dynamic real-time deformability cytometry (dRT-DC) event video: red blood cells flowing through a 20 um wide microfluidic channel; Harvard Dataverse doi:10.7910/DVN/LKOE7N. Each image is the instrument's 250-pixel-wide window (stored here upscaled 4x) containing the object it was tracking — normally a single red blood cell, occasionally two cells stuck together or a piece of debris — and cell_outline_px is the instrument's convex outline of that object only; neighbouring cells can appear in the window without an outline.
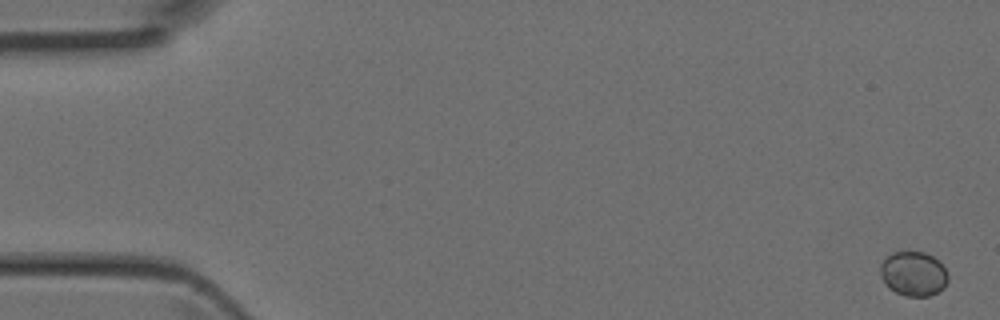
{"species": "Egyptian fruit bat (a non-hibernating species)", "species_latin": "Rousettus aegyptiacus", "temperature_condition": "room temperature", "stored_images_in_passage": 5, "camera_frame_rate_fps": 3000, "um_per_image_px": 0.085, "animal": {"sex": "female"}, "frame": {"image": 1, "passage_image": 1, "time_ms": 0.0, "image_size_px": [1000, 320], "cell_outline_px": [[948, 280], [944, 288], [928, 296], [904, 296], [888, 288], [884, 284], [880, 276], [880, 264], [892, 252], [924, 252], [932, 256], [948, 272]], "centroid_in_image_um": [77.62, 23.28], "position_along_channel_um": 7.4, "area_um2": 17.57}}
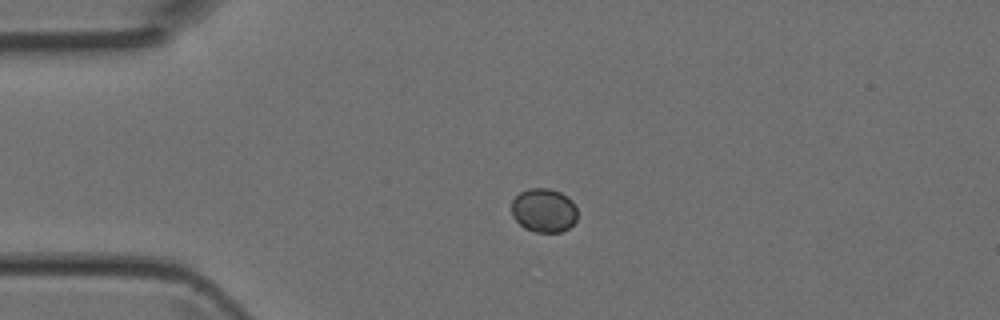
{"frame": {"image": 2, "passage_image": 4, "time_ms": 1.0, "image_size_px": [1000, 320], "cell_outline_px": [[576, 220], [568, 228], [560, 232], [536, 232], [524, 228], [512, 216], [512, 200], [520, 192], [532, 188], [548, 188], [560, 192], [568, 196], [572, 200], [576, 208]], "centroid_in_image_um": [46.22, 17.87], "position_along_channel_um": 38.8, "area_um2": 16.82}}